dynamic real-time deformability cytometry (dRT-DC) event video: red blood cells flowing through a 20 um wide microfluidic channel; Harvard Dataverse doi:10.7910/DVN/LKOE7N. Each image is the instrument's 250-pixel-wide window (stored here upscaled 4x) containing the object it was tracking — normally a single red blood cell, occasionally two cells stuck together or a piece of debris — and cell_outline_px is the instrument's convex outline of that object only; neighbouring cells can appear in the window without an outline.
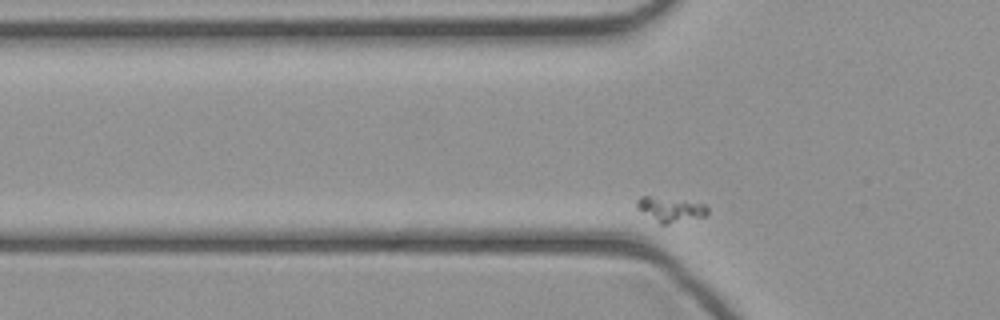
{"species": "common noctule bat (a hibernating species)", "species_latin": "Nyctalus noctula", "temperature_condition": "cold", "stored_images_in_passage": 29, "camera_frame_rate_fps": 3000, "um_per_image_px": 0.085, "animal": {"sex": "female", "body_mass_g": 21.9}, "frame": {"image": 1, "passage_image": 3, "time_ms": 0.667, "image_size_px": [1000, 320], "cell_outline_px": [[708, 212], [704, 216], [668, 224], [660, 224], [636, 208], [636, 200], [640, 196], [648, 196], [684, 200], [704, 204], [708, 208]], "centroid_in_image_um": [56.95, 17.79], "position_along_channel_um": 68.8, "area_um2": 10.12}}